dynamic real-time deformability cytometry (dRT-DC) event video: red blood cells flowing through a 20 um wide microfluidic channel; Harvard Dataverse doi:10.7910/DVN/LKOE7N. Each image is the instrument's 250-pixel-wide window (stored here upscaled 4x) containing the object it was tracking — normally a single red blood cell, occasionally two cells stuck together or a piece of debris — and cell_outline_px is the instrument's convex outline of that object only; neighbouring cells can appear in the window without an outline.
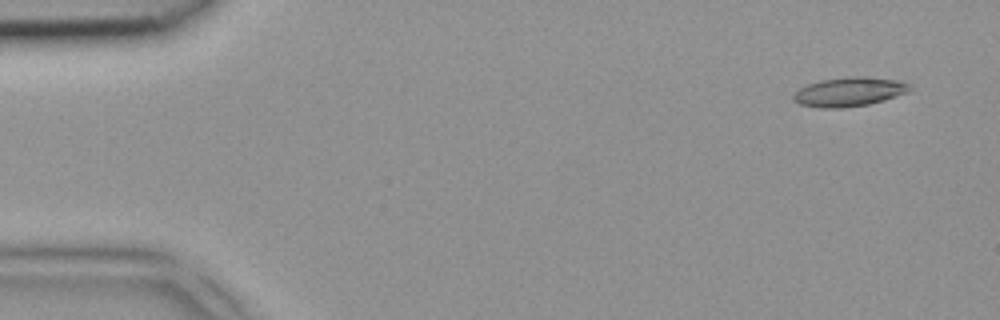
{"species": "common noctule bat (a hibernating species)", "species_latin": "Nyctalus noctula", "temperature_condition": "room temperature", "stored_images_in_passage": 3, "camera_frame_rate_fps": 3000, "um_per_image_px": 0.085, "animal": {"sex": "female", "body_mass_g": 18.4}, "frame": {"image": 1, "passage_image": 3, "time_ms": 0.667, "image_size_px": [1000, 320], "cell_outline_px": [[912, 88], [908, 92], [884, 100], [868, 104], [844, 108], [820, 108], [800, 104], [792, 100], [792, 96], [800, 88], [808, 84], [820, 80], [848, 76], [868, 76], [896, 80], [912, 84]], "centroid_in_image_um": [72.19, 7.8], "position_along_channel_um": 12.8, "area_um2": 19.94}}